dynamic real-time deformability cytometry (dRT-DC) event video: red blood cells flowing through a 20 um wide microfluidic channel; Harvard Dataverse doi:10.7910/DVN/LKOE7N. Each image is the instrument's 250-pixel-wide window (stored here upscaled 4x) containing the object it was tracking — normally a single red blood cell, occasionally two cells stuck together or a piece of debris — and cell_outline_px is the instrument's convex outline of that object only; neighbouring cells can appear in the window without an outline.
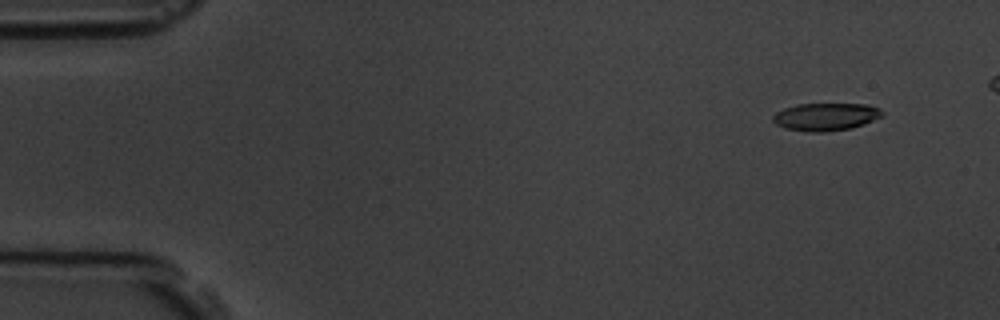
{"species": "common noctule bat (a hibernating species)", "species_latin": "Nyctalus noctula", "temperature_condition": "room temperature", "stored_images_in_passage": 7, "camera_frame_rate_fps": 3000, "um_per_image_px": 0.085, "animal": {"sex": "male", "body_mass_g": 19.5, "forearm_length_mm": 54.6}, "frame": {"image": 1, "passage_image": 1, "time_ms": 0.0, "image_size_px": [1000, 320], "cell_outline_px": [[884, 116], [864, 124], [852, 128], [824, 132], [812, 132], [784, 128], [776, 124], [772, 120], [772, 116], [776, 112], [784, 108], [796, 104], [868, 104], [880, 108], [884, 112]], "centroid_in_image_um": [70.21, 9.92], "position_along_channel_um": 14.8, "area_um2": 17.8}}
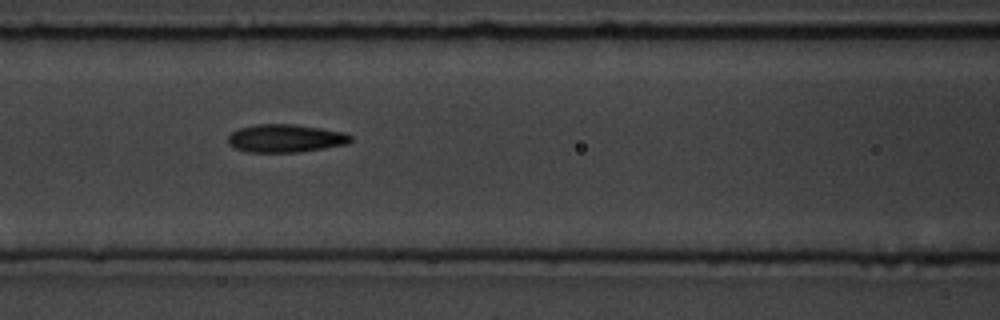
{"frame": {"image": 2, "passage_image": 6, "time_ms": 6.667, "image_size_px": [1000, 320], "cell_outline_px": [[352, 140], [348, 144], [300, 152], [248, 152], [236, 148], [228, 144], [228, 136], [232, 132], [240, 128], [256, 124], [292, 124], [320, 128], [344, 132], [352, 136]], "centroid_in_image_um": [24.28, 11.76], "position_along_channel_um": 142.3, "area_um2": 20.0}}
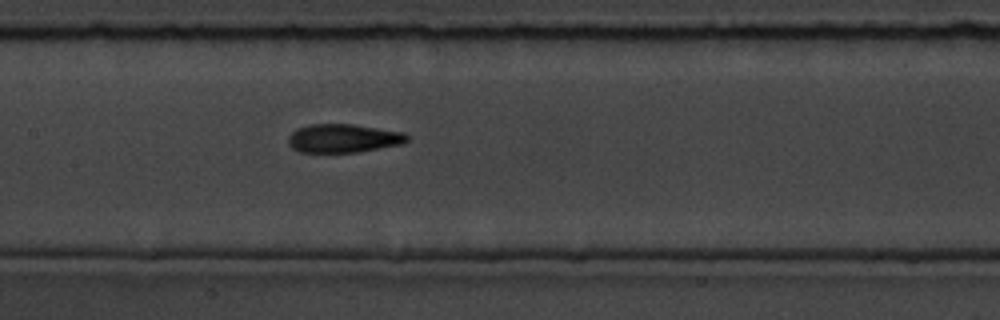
{"frame": {"image": 3, "passage_image": 7, "time_ms": 7.667, "image_size_px": [1000, 320], "cell_outline_px": [[408, 140], [404, 144], [360, 152], [300, 152], [292, 148], [288, 144], [288, 136], [296, 128], [308, 124], [352, 124], [404, 132], [408, 136]], "centroid_in_image_um": [29.18, 11.76], "position_along_channel_um": 178.2, "area_um2": 20.0}}